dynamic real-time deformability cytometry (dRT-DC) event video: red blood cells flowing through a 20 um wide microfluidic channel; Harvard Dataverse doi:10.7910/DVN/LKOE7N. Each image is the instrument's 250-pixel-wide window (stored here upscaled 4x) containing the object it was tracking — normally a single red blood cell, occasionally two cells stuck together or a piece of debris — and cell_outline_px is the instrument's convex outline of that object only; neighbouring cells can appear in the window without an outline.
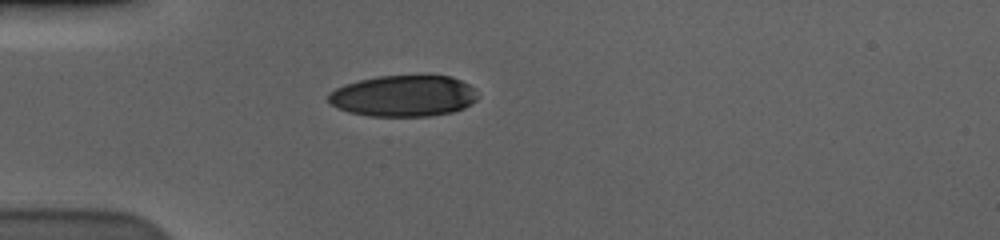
{"species": "human", "species_latin": "Homo sapiens", "temperature_condition": "cold", "stored_images_in_passage": 42, "camera_frame_rate_fps": 3000, "um_per_image_px": 0.085, "donor": {"sex": "male"}, "frame": {"image": 1, "passage_image": 1, "time_ms": 0.0, "image_size_px": [1000, 240], "cell_outline_px": [[480, 96], [472, 104], [464, 108], [452, 112], [428, 116], [368, 116], [348, 112], [336, 108], [328, 100], [328, 92], [344, 84], [376, 76], [452, 76], [476, 88]], "centroid_in_image_um": [34.32, 8.16], "position_along_channel_um": 50.7, "area_um2": 36.24}}
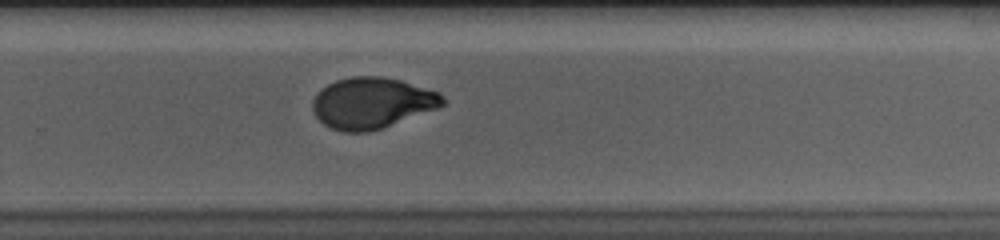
{"frame": {"image": 2, "passage_image": 23, "time_ms": 7.333, "image_size_px": [1000, 240], "cell_outline_px": [[444, 104], [436, 108], [380, 128], [368, 132], [344, 132], [332, 128], [324, 124], [316, 116], [312, 108], [312, 100], [320, 88], [336, 80], [352, 76], [380, 76], [400, 80], [440, 92], [444, 96]], "centroid_in_image_um": [31.58, 8.73], "position_along_channel_um": 298.2, "area_um2": 38.38}}
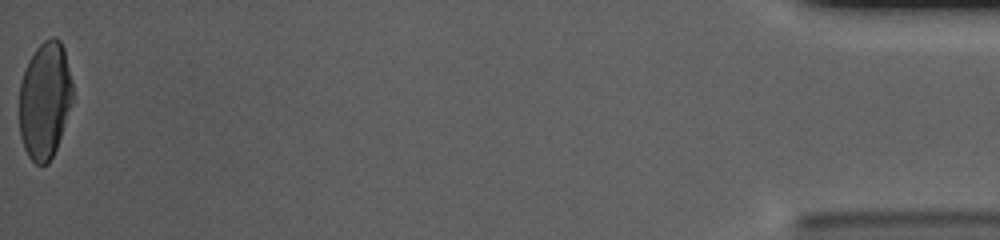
{"frame": {"image": 3, "passage_image": 42, "time_ms": 13.667, "image_size_px": [1000, 240], "cell_outline_px": [[72, 104], [56, 148], [48, 164], [36, 164], [28, 156], [24, 148], [20, 136], [20, 84], [28, 60], [36, 48], [44, 40], [52, 36], [56, 36], [60, 40], [64, 48], [72, 80]], "centroid_in_image_um": [3.82, 8.5], "position_along_channel_um": 431.4, "area_um2": 36.41}, "authors_computed_cell_mechanics": {"area_um2": 38.726, "velocity_mm_per_s": 3.5881, "shape_relaxation_time_tau1_ms": 5.3151, "shape_relaxation_time_tau2_ms": 0.7777, "deformation_change_tau1": 0.2015, "deformation_change_tau2": 0.049}}